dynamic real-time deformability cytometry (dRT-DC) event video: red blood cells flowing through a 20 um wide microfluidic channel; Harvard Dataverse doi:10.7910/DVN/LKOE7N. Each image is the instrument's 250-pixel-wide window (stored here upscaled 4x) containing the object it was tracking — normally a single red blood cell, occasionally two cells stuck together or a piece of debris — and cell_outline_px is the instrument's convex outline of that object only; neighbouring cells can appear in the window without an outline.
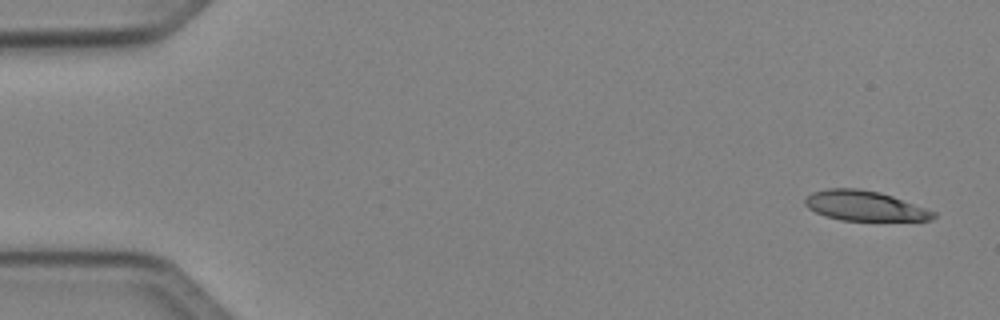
{"species": "Egyptian fruit bat (a non-hibernating species)", "species_latin": "Rousettus aegyptiacus", "temperature_condition": "cold", "stored_images_in_passage": 5, "camera_frame_rate_fps": 3000, "um_per_image_px": 0.085, "animal": {"sex": "female"}, "frame": {"image": 1, "passage_image": 1, "time_ms": 0.0, "image_size_px": [1000, 320], "cell_outline_px": [[936, 216], [932, 220], [840, 220], [816, 212], [808, 208], [804, 204], [804, 200], [812, 192], [828, 188], [860, 188], [880, 192], [892, 196], [936, 212]], "centroid_in_image_um": [73.48, 17.48], "position_along_channel_um": 11.5, "area_um2": 22.2}}
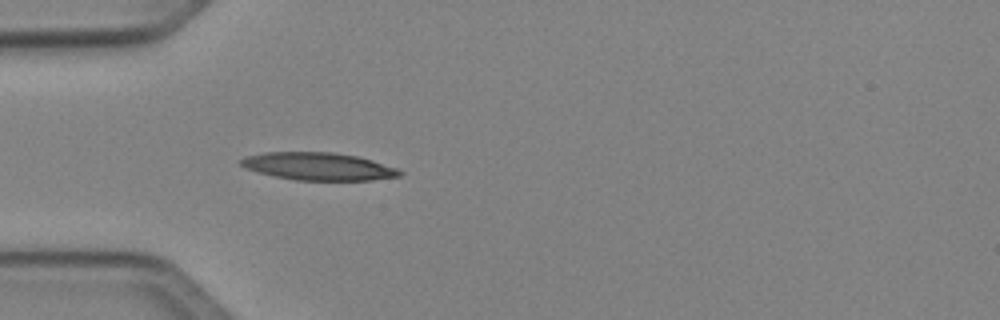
{"frame": {"image": 2, "passage_image": 5, "time_ms": 4.333, "image_size_px": [1000, 320], "cell_outline_px": [[404, 172], [400, 176], [372, 180], [296, 180], [276, 176], [244, 168], [240, 164], [240, 160], [244, 156], [264, 152], [332, 152], [356, 156], [372, 160], [396, 168]], "centroid_in_image_um": [27.05, 14.13], "position_along_channel_um": 57.9, "area_um2": 25.43}}